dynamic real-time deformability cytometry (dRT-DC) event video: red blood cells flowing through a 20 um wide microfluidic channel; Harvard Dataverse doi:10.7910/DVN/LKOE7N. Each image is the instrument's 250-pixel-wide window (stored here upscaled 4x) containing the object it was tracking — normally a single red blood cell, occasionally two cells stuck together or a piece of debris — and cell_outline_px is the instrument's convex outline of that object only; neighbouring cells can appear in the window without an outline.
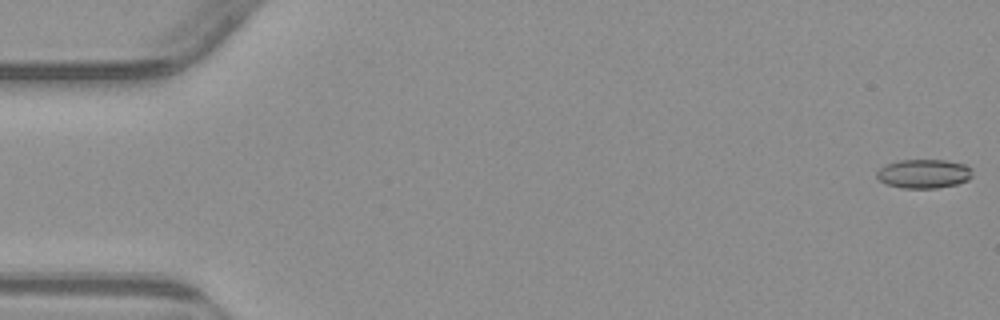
{"species": "common noctule bat (a hibernating species)", "species_latin": "Nyctalus noctula", "temperature_condition": "warm", "stored_images_in_passage": 55, "camera_frame_rate_fps": 3000, "um_per_image_px": 0.085, "animal": {"sex": "male", "body_mass_g": 23.1, "forearm_length_mm": 52.7}, "frame": {"image": 1, "passage_image": 1, "time_ms": 0.0, "image_size_px": [1000, 320], "cell_outline_px": [[972, 176], [968, 180], [956, 184], [936, 188], [904, 188], [888, 184], [880, 180], [876, 176], [876, 172], [880, 168], [888, 164], [900, 160], [944, 160], [964, 164], [972, 168]], "centroid_in_image_um": [78.55, 14.76], "position_along_channel_um": 6.5, "area_um2": 16.01}}
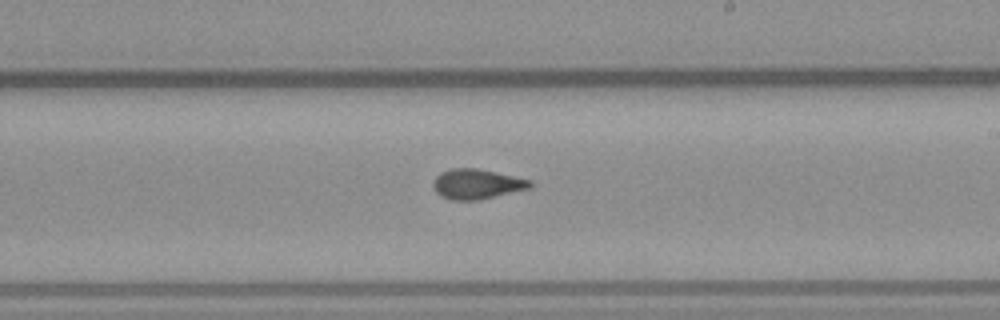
{"frame": {"image": 2, "passage_image": 32, "time_ms": 10.333, "image_size_px": [1000, 320], "cell_outline_px": [[532, 188], [476, 200], [448, 200], [440, 196], [436, 192], [432, 184], [432, 180], [440, 172], [452, 168], [476, 168], [532, 180]], "centroid_in_image_um": [40.49, 15.64], "position_along_channel_um": 248.5, "area_um2": 16.99}}
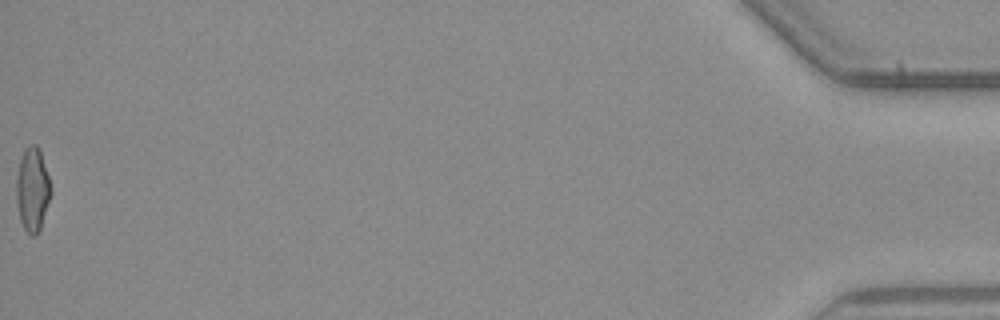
{"frame": {"image": 3, "passage_image": 55, "time_ms": 18.0, "image_size_px": [1000, 320], "cell_outline_px": [[52, 192], [40, 228], [36, 236], [28, 236], [20, 220], [16, 200], [16, 176], [20, 160], [24, 148], [28, 144], [36, 144], [40, 148], [52, 188]], "centroid_in_image_um": [2.76, 16.09], "position_along_channel_um": 432.4, "area_um2": 17.17}, "authors_computed_cell_mechanics": {"area_um2": 16.7042, "velocity_mm_per_s": 3.8289, "shape_relaxation_time_tau1_ms": null, "shape_relaxation_time_tau2_ms": 1.2686, "deformation_change_tau1": null, "deformation_change_tau2": 0.0634}}